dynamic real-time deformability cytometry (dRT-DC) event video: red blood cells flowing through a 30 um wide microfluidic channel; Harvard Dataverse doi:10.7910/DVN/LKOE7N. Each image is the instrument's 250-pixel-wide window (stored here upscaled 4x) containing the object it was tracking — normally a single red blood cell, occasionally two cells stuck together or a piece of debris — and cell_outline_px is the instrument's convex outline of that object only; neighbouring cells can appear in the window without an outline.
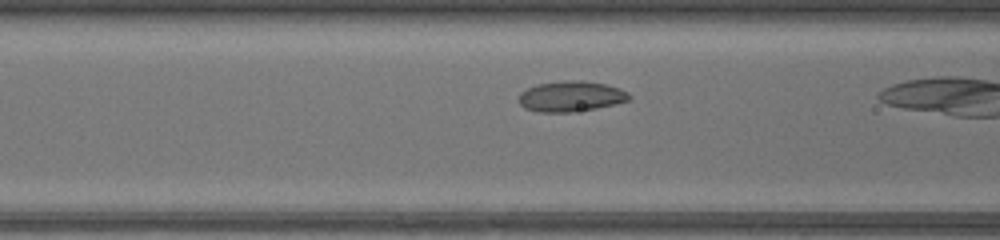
{"species": "common noctule bat (a hibernating species)", "species_latin": "Nyctalus noctula", "temperature_condition": "warm", "stored_images_in_passage": 10, "camera_frame_rate_fps": 3000, "um_per_image_px": 0.085, "animal": {"sex": "female", "body_mass_g": 17.0, "forearm_length_mm": 48.0}, "frame": {"image": 1, "passage_image": 5, "time_ms": 1.333, "image_size_px": [1000, 240], "cell_outline_px": [[632, 96], [628, 100], [616, 104], [596, 108], [572, 112], [536, 112], [524, 108], [520, 104], [520, 92], [536, 84], [564, 80], [584, 80], [604, 84], [620, 88], [628, 92]], "centroid_in_image_um": [48.53, 8.18], "position_along_channel_um": 118.1, "area_um2": 19.77}}